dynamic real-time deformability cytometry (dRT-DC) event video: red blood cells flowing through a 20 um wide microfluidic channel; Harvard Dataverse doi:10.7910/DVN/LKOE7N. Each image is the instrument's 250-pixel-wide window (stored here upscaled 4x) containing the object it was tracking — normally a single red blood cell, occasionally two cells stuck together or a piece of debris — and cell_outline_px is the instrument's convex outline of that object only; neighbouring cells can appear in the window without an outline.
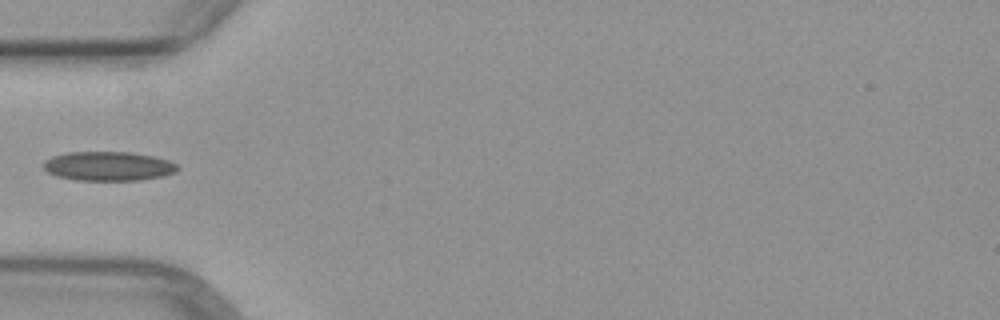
{"species": "common noctule bat (a hibernating species)", "species_latin": "Nyctalus noctula", "temperature_condition": "warm", "stored_images_in_passage": 1, "camera_frame_rate_fps": 3000, "um_per_image_px": 0.085, "animal": {"sex": "female", "body_mass_g": 29.2, "forearm_length_mm": 56.3}, "frame": {"image": 1, "passage_image": 1, "time_ms": 0.0, "image_size_px": [1000, 320], "cell_outline_px": [[180, 168], [176, 172], [164, 176], [140, 180], [76, 180], [56, 176], [48, 172], [40, 164], [44, 160], [52, 156], [68, 152], [132, 152], [152, 156], [168, 160], [176, 164]], "centroid_in_image_um": [9.19, 14.12], "position_along_channel_um": 75.8, "area_um2": 23.0}}